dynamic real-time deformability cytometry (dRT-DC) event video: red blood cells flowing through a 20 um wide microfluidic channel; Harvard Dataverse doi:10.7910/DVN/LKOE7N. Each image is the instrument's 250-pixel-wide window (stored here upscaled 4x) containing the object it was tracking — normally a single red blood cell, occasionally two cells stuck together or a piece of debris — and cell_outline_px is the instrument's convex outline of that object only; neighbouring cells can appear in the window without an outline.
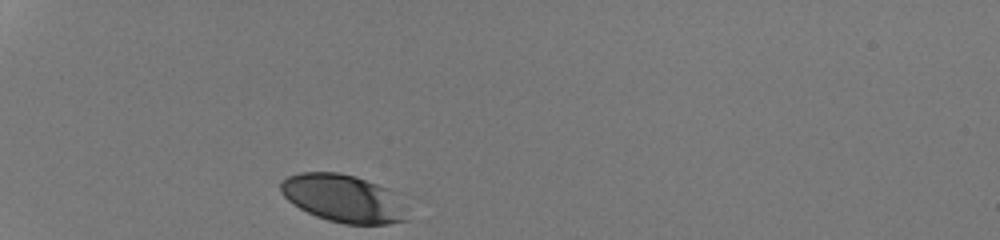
{"species": "human", "species_latin": "Homo sapiens", "temperature_condition": "room temperature", "stored_images_in_passage": 28, "camera_frame_rate_fps": 3000, "um_per_image_px": 0.085, "donor": {"sex": "male"}, "frame": {"image": 1, "passage_image": 1, "time_ms": 0.0, "image_size_px": [1000, 240], "cell_outline_px": [[408, 220], [388, 224], [344, 224], [328, 220], [316, 216], [300, 208], [288, 200], [280, 192], [280, 184], [288, 176], [300, 172], [340, 172], [356, 176], [388, 188], [392, 192]], "centroid_in_image_um": [29.11, 16.85], "position_along_channel_um": 55.9, "area_um2": 34.68}}
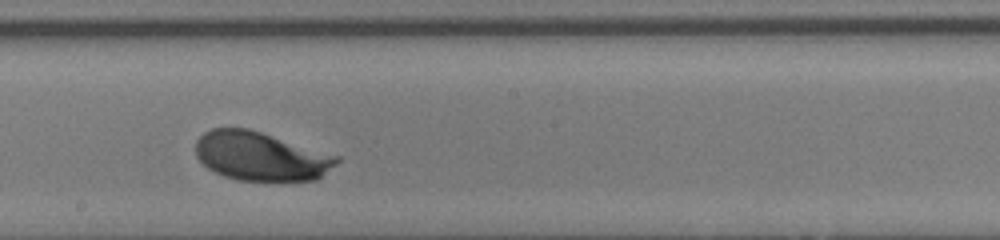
{"frame": {"image": 2, "passage_image": 16, "time_ms": 5.0, "image_size_px": [1000, 240], "cell_outline_px": [[340, 160], [336, 164], [316, 180], [240, 180], [224, 176], [208, 168], [196, 156], [196, 140], [204, 132], [212, 128], [248, 128], [340, 156]], "centroid_in_image_um": [22.16, 13.27], "position_along_channel_um": 226.0, "area_um2": 39.82}}
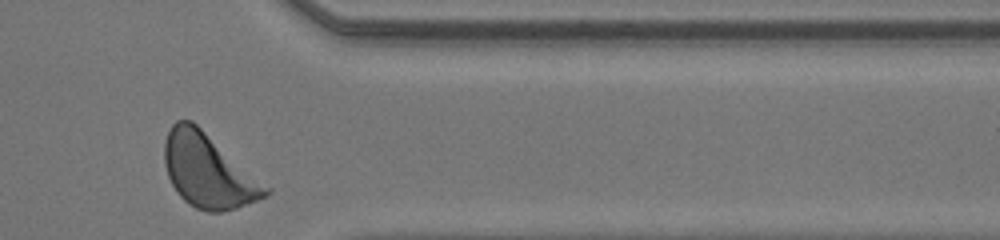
{"frame": {"image": 3, "passage_image": 28, "time_ms": 9.0, "image_size_px": [1000, 240], "cell_outline_px": [[272, 192], [248, 204], [236, 208], [220, 212], [208, 212], [196, 208], [184, 200], [176, 192], [168, 176], [164, 164], [164, 144], [168, 132], [172, 124], [176, 120], [192, 120], [272, 188]], "centroid_in_image_um": [17.71, 14.52], "position_along_channel_um": 393.7, "area_um2": 43.52}, "authors_computed_cell_mechanics": {"area_um2": 39.3329, "velocity_mm_per_s": 4.2448, "shape_relaxation_time_tau1_ms": 1.3251, "shape_relaxation_time_tau2_ms": null, "deformation_change_tau1": 0.0726, "deformation_change_tau2": null}}